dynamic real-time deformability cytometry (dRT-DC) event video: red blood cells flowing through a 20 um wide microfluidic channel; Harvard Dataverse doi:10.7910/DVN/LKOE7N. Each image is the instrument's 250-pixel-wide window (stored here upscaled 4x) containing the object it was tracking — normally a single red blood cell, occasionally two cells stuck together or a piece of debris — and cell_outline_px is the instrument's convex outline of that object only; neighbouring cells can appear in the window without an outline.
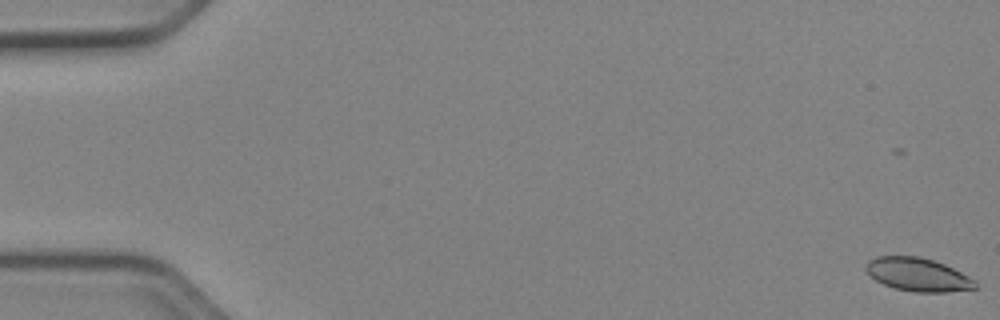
{"species": "Egyptian fruit bat (a non-hibernating species)", "species_latin": "Rousettus aegyptiacus", "temperature_condition": "cold", "stored_images_in_passage": 53, "camera_frame_rate_fps": 3000, "um_per_image_px": 0.085, "animal": {"sex": "female"}, "frame": {"image": 1, "passage_image": 1, "time_ms": 0.0, "image_size_px": [1000, 320], "cell_outline_px": [[976, 288], [948, 292], [916, 292], [896, 288], [884, 284], [876, 280], [864, 268], [868, 260], [876, 256], [916, 256], [932, 260], [944, 264], [976, 280]], "centroid_in_image_um": [78.01, 23.33], "position_along_channel_um": 7.0, "area_um2": 20.98}}
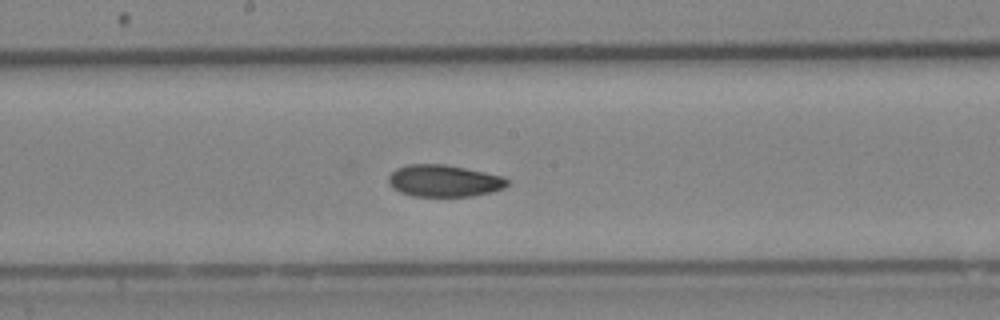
{"frame": {"image": 2, "passage_image": 29, "time_ms": 9.333, "image_size_px": [1000, 320], "cell_outline_px": [[508, 184], [504, 188], [492, 192], [472, 196], [412, 196], [400, 192], [392, 188], [388, 184], [388, 176], [396, 168], [408, 164], [444, 164], [504, 176], [508, 180]], "centroid_in_image_um": [37.72, 15.37], "position_along_channel_um": 210.5, "area_um2": 22.2}}
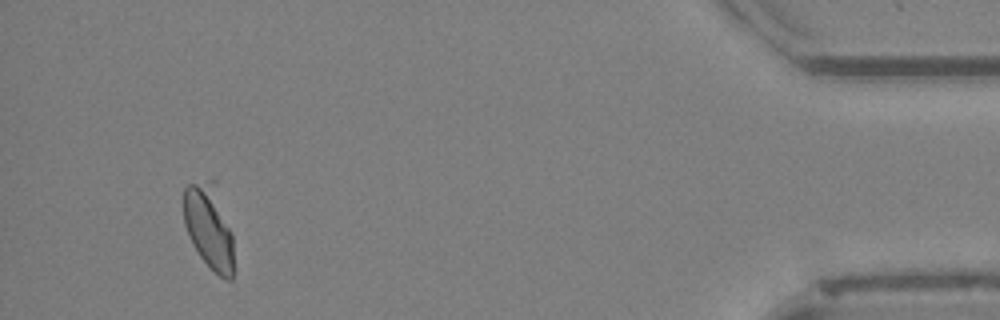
{"frame": {"image": 3, "passage_image": 50, "time_ms": 16.333, "image_size_px": [1000, 320], "cell_outline_px": [[232, 280], [224, 280], [200, 256], [192, 244], [188, 236], [184, 224], [184, 188], [188, 184], [208, 180], [216, 180], [232, 236]], "centroid_in_image_um": [17.75, 19.22], "position_along_channel_um": 417.4, "area_um2": 24.57}, "authors_computed_cell_mechanics": {"area_um2": 22.3108, "velocity_mm_per_s": 3.9325, "shape_relaxation_time_tau1_ms": 3.3716, "shape_relaxation_time_tau2_ms": null, "deformation_change_tau1": 0.0888, "deformation_change_tau2": null}}